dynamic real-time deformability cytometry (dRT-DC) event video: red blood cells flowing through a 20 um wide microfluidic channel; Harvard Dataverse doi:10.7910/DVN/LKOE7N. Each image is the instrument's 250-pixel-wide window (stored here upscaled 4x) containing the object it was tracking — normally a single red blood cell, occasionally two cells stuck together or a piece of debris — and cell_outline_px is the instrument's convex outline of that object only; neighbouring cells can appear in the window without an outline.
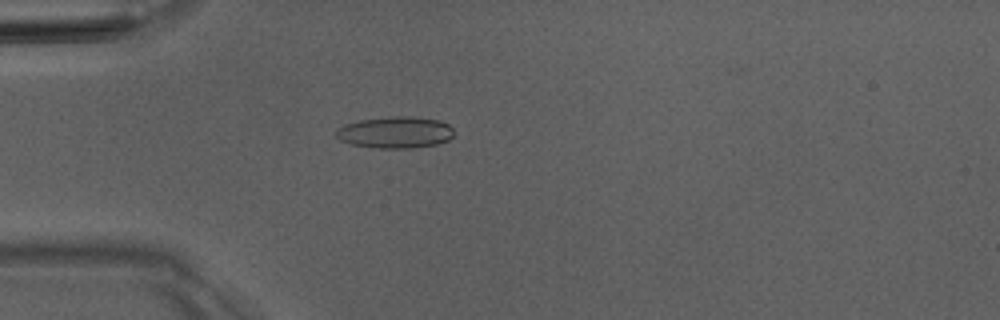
{"species": "Egyptian fruit bat (a non-hibernating species)", "species_latin": "Rousettus aegyptiacus", "temperature_condition": "room temperature", "stored_images_in_passage": 5, "camera_frame_rate_fps": 3000, "um_per_image_px": 0.085, "animal": {"sex": "male"}, "frame": {"image": 1, "passage_image": 5, "time_ms": 4.667, "image_size_px": [1000, 320], "cell_outline_px": [[452, 136], [448, 140], [436, 144], [412, 148], [376, 148], [348, 144], [340, 140], [336, 136], [336, 128], [344, 124], [360, 120], [392, 116], [412, 116], [440, 120], [448, 124], [452, 128]], "centroid_in_image_um": [33.56, 11.25], "position_along_channel_um": 51.4, "area_um2": 21.85}}